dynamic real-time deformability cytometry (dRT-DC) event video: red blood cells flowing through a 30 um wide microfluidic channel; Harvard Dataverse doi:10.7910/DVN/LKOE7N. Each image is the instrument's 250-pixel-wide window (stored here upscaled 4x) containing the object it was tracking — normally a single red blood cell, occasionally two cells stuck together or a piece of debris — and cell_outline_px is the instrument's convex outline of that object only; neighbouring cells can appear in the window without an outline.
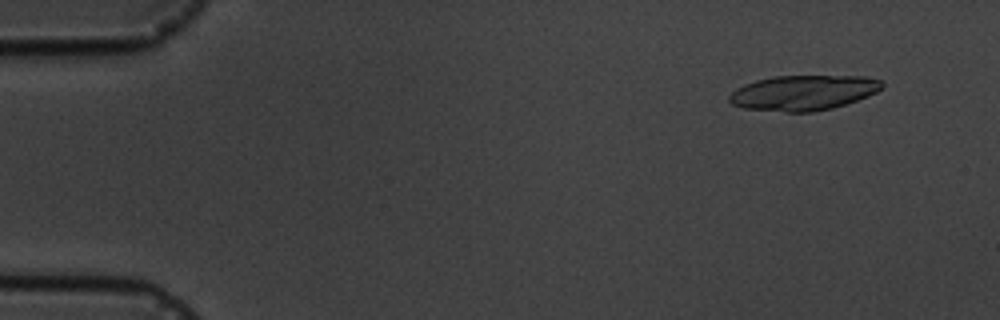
{"species": "common noctule bat (a hibernating species)", "species_latin": "Nyctalus noctula", "temperature_condition": "cold", "stored_images_in_passage": 6, "camera_frame_rate_fps": 3000, "um_per_image_px": 0.085, "animal": {"sex": "male", "body_mass_g": 19.5, "forearm_length_mm": 54.6}, "frame": {"image": 1, "passage_image": 2, "time_ms": 1.0, "image_size_px": [1000, 320], "cell_outline_px": [[884, 88], [868, 96], [832, 108], [812, 112], [784, 112], [744, 108], [732, 104], [728, 100], [728, 96], [736, 88], [744, 84], [756, 80], [776, 76], [868, 76], [884, 80]], "centroid_in_image_um": [68.31, 7.87], "position_along_channel_um": 16.7, "area_um2": 31.44}}
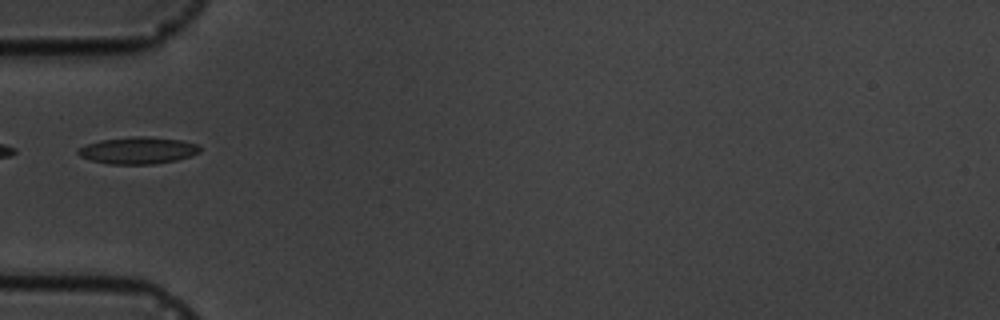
{"frame": {"image": 2, "passage_image": 6, "time_ms": 5.667, "image_size_px": [1000, 320], "cell_outline_px": [[200, 152], [192, 156], [176, 160], [152, 164], [108, 164], [92, 160], [80, 156], [76, 152], [84, 144], [100, 140], [136, 136], [148, 136], [180, 140], [196, 144], [200, 148]], "centroid_in_image_um": [11.72, 12.78], "position_along_channel_um": 73.3, "area_um2": 19.07}}